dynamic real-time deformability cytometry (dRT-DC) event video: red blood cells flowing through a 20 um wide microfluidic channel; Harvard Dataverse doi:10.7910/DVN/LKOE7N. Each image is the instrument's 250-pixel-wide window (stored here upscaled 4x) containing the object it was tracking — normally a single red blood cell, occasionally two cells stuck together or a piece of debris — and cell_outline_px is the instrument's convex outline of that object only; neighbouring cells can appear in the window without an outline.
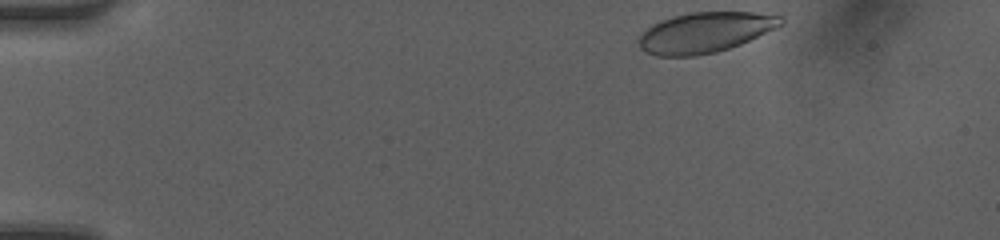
{"species": "human", "species_latin": "Homo sapiens", "temperature_condition": "room temperature", "stored_images_in_passage": 36, "camera_frame_rate_fps": 3000, "um_per_image_px": 0.085, "donor": {"sex": "female"}, "frame": {"image": 1, "passage_image": 1, "time_ms": 0.0, "image_size_px": [1000, 240], "cell_outline_px": [[784, 24], [776, 28], [740, 44], [716, 52], [696, 56], [656, 56], [640, 48], [636, 40], [652, 24], [660, 20], [672, 16], [688, 12], [756, 12], [784, 16]], "centroid_in_image_um": [59.93, 2.74], "position_along_channel_um": 25.1, "area_um2": 33.58}}
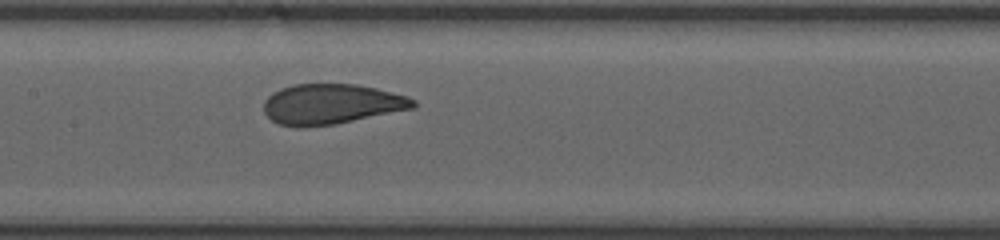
{"frame": {"image": 2, "passage_image": 19, "time_ms": 6.0, "image_size_px": [1000, 240], "cell_outline_px": [[416, 108], [336, 124], [300, 128], [280, 124], [272, 120], [264, 112], [264, 100], [272, 92], [280, 88], [292, 84], [356, 84], [376, 88], [408, 96], [416, 100]], "centroid_in_image_um": [28.18, 8.85], "position_along_channel_um": 179.2, "area_um2": 35.37}}
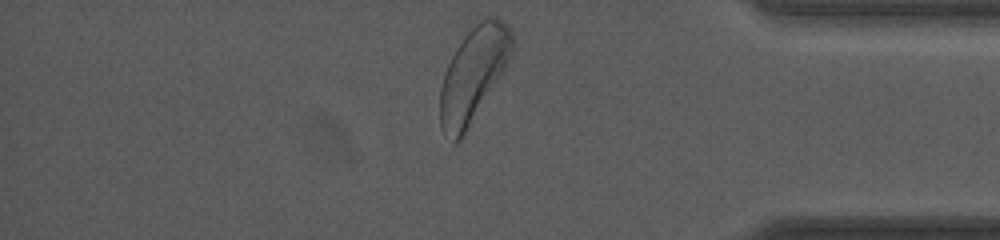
{"frame": {"image": 3, "passage_image": 36, "time_ms": 11.667, "image_size_px": [1000, 240], "cell_outline_px": [[512, 48], [508, 64], [464, 136], [460, 140], [456, 140], [440, 128], [440, 88], [448, 64], [456, 48], [468, 32], [484, 16], [496, 16], [508, 24], [512, 28]], "centroid_in_image_um": [40.26, 6.29], "position_along_channel_um": 394.9, "area_um2": 39.19}, "authors_computed_cell_mechanics": {"area_um2": 35.258, "velocity_mm_per_s": 4.1798, "shape_relaxation_time_tau1_ms": 2.9036, "shape_relaxation_time_tau2_ms": null, "deformation_change_tau1": 0.1337, "deformation_change_tau2": null}}